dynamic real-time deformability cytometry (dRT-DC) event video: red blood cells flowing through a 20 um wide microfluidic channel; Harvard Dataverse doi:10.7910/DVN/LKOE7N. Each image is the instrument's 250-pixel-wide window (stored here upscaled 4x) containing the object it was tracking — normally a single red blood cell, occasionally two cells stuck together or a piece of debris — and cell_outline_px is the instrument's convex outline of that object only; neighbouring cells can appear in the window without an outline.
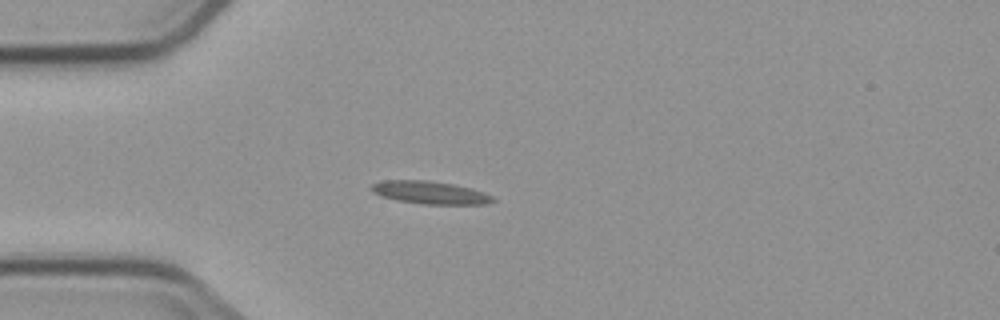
{"species": "common noctule bat (a hibernating species)", "species_latin": "Nyctalus noctula", "temperature_condition": "cold", "stored_images_in_passage": 5, "camera_frame_rate_fps": 3000, "um_per_image_px": 0.085, "animal": {"sex": "male", "body_mass_g": 23.1, "forearm_length_mm": 52.7}, "frame": {"image": 1, "passage_image": 4, "time_ms": 3.667, "image_size_px": [1000, 320], "cell_outline_px": [[496, 200], [488, 204], [420, 204], [396, 200], [380, 196], [372, 192], [372, 184], [384, 180], [428, 180], [452, 184], [472, 188], [484, 192], [492, 196]], "centroid_in_image_um": [36.56, 16.37], "position_along_channel_um": 48.4, "area_um2": 16.18}}